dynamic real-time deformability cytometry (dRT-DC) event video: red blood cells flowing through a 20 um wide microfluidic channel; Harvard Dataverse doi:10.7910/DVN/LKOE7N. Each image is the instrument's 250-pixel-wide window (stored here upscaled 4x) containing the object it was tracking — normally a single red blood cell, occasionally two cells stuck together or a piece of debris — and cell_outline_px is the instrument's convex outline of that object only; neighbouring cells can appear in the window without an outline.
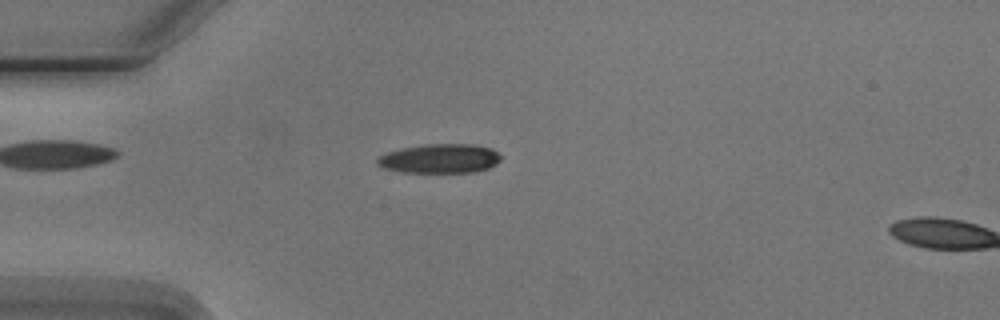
{"species": "Egyptian fruit bat (a non-hibernating species)", "species_latin": "Rousettus aegyptiacus", "temperature_condition": "cold", "stored_images_in_passage": 3, "segment_of_instrument_passage": [1, 2], "camera_frame_rate_fps": 3000, "um_per_image_px": 0.085, "animal": {"sex": "male"}, "frame": {"image": 1, "passage_image": 2, "time_ms": 1.333, "image_size_px": [1000, 320], "cell_outline_px": [[500, 160], [496, 164], [488, 168], [476, 172], [400, 172], [380, 168], [376, 164], [376, 160], [380, 156], [388, 152], [400, 148], [424, 144], [472, 144], [492, 148], [500, 156]], "centroid_in_image_um": [37.35, 13.48], "position_along_channel_um": 47.7, "area_um2": 21.21}}